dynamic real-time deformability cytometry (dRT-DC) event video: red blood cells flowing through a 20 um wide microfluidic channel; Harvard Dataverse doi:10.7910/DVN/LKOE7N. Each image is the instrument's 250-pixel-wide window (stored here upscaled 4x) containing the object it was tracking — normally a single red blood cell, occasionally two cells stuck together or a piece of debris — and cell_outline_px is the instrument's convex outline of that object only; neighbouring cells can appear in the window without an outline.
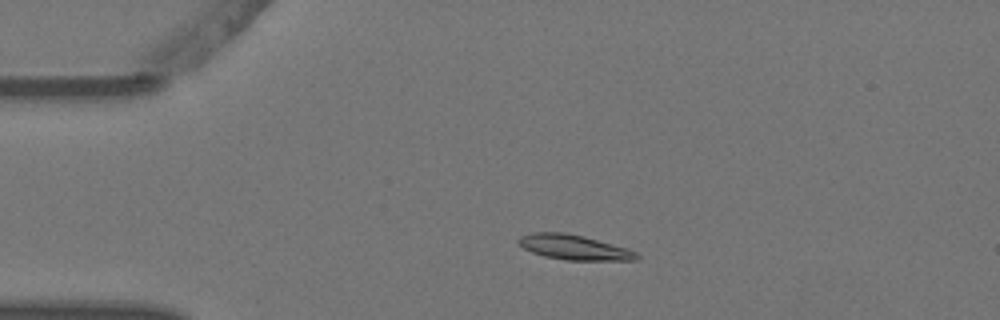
{"species": "Egyptian fruit bat (a non-hibernating species)", "species_latin": "Rousettus aegyptiacus", "temperature_condition": "warm", "stored_images_in_passage": 4, "camera_frame_rate_fps": 3000, "um_per_image_px": 0.085, "animal": {"sex": "female"}, "frame": {"image": 1, "passage_image": 3, "time_ms": 0.667, "image_size_px": [1000, 320], "cell_outline_px": [[640, 260], [564, 260], [544, 256], [532, 252], [524, 248], [516, 240], [520, 236], [532, 232], [564, 232], [584, 236], [628, 248], [636, 252], [640, 256]], "centroid_in_image_um": [48.81, 21.02], "position_along_channel_um": 36.2, "area_um2": 17.28}}